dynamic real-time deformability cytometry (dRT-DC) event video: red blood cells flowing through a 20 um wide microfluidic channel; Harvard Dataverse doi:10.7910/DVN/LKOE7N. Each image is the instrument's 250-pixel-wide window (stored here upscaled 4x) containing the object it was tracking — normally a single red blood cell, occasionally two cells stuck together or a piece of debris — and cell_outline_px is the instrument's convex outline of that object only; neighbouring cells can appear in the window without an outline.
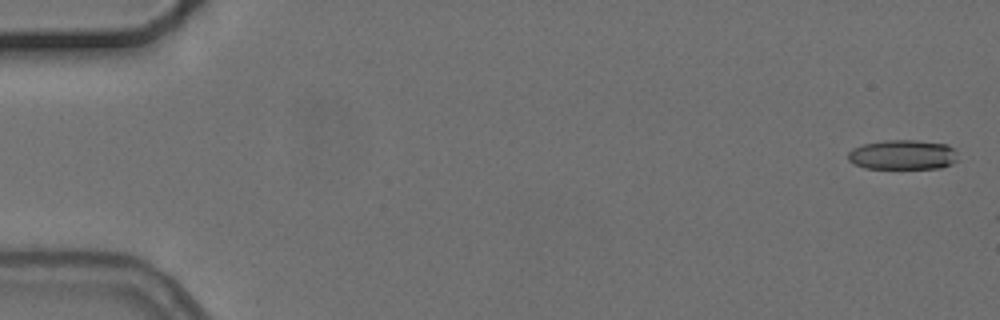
{"species": "common noctule bat (a hibernating species)", "species_latin": "Nyctalus noctula", "temperature_condition": "cold", "stored_images_in_passage": 4, "camera_frame_rate_fps": 3000, "um_per_image_px": 0.085, "animal": {"sex": "female", "body_mass_g": 24.6, "forearm_length_mm": 56.2}, "frame": {"image": 1, "passage_image": 1, "time_ms": 0.0, "image_size_px": [1000, 320], "cell_outline_px": [[956, 160], [952, 164], [940, 168], [864, 168], [848, 160], [848, 152], [852, 148], [864, 144], [884, 140], [916, 140], [948, 144], [956, 152]], "centroid_in_image_um": [76.73, 13.15], "position_along_channel_um": 8.3, "area_um2": 19.02}}